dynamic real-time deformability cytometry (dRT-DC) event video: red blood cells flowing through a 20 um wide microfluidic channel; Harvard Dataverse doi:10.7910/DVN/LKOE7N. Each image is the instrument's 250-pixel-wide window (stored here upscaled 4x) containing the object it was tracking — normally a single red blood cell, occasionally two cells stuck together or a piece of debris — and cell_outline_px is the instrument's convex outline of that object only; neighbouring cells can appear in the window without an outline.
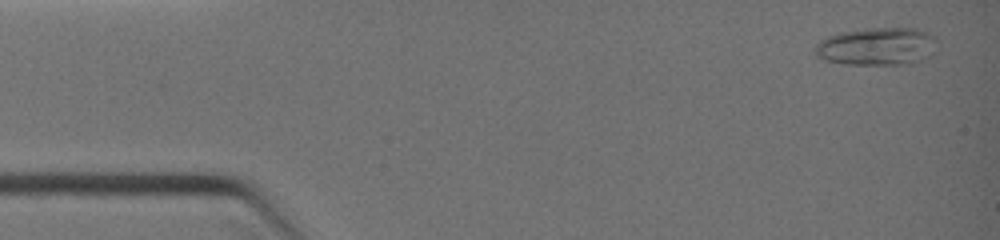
{"species": "common noctule bat (a hibernating species)", "species_latin": "Nyctalus noctula", "temperature_condition": "warm", "stored_images_in_passage": 35, "camera_frame_rate_fps": 3000, "um_per_image_px": 0.085, "animal": {"sex": "female", "body_mass_g": 19.0, "forearm_length_mm": 51.5}, "frame": {"image": 1, "passage_image": 2, "time_ms": 0.333, "image_size_px": [1000, 240], "cell_outline_px": [[936, 40], [928, 56], [912, 64], [848, 64], [824, 60], [816, 56], [812, 52], [816, 44], [820, 40], [828, 36], [840, 32], [864, 28], [916, 28], [928, 32], [936, 36]], "centroid_in_image_um": [74.49, 3.93], "position_along_channel_um": 10.5, "area_um2": 26.93}}
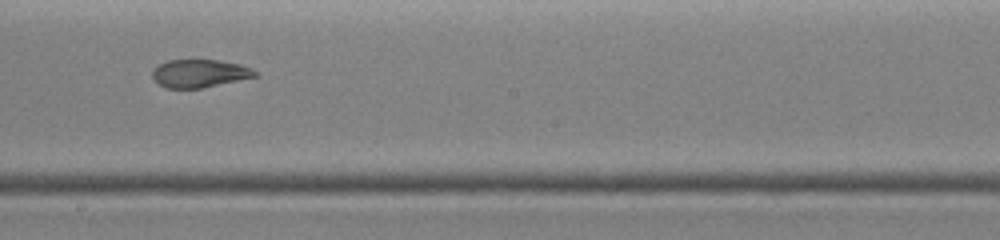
{"frame": {"image": 2, "passage_image": 21, "time_ms": 6.667, "image_size_px": [1000, 240], "cell_outline_px": [[260, 76], [204, 88], [164, 88], [156, 84], [152, 80], [152, 72], [160, 64], [168, 60], [220, 60], [240, 64], [252, 68]], "centroid_in_image_um": [16.98, 6.26], "position_along_channel_um": 231.2, "area_um2": 17.05}}
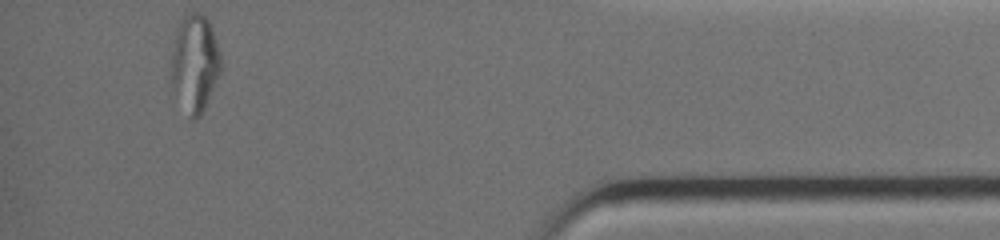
{"frame": {"image": 3, "passage_image": 35, "time_ms": 11.0, "image_size_px": [1000, 240], "cell_outline_px": [[220, 72], [204, 108], [200, 116], [196, 120], [192, 120], [188, 116], [172, 88], [168, 80], [172, 52], [176, 28], [184, 16], [188, 12], [200, 12], [208, 20], [212, 28], [220, 52]], "centroid_in_image_um": [16.51, 5.38], "position_along_channel_um": 418.7, "area_um2": 28.44}}